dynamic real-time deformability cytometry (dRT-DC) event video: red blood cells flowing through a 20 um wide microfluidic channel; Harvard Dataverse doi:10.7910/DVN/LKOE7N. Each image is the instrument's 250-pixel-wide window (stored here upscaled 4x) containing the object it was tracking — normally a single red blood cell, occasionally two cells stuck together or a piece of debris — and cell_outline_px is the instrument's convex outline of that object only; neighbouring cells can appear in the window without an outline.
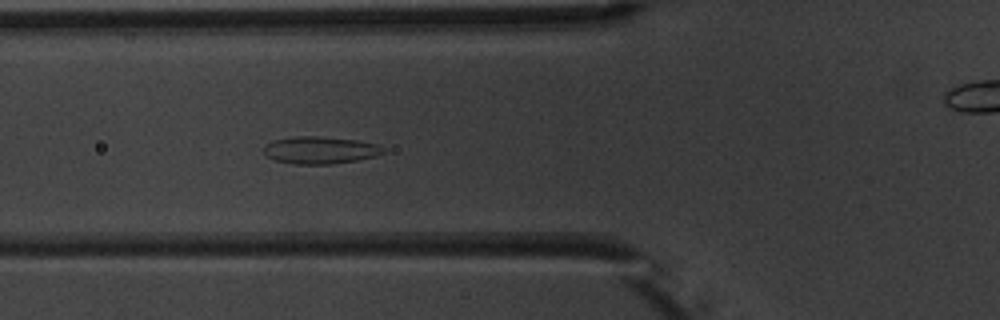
{"species": "common noctule bat (a hibernating species)", "species_latin": "Nyctalus noctula", "temperature_condition": "warm", "stored_images_in_passage": 4, "camera_frame_rate_fps": 3000, "um_per_image_px": 0.085, "animal": {"sex": "male", "body_mass_g": 20.1, "forearm_length_mm": 53.5}, "frame": {"image": 1, "passage_image": 3, "time_ms": 2.333, "image_size_px": [1000, 320], "cell_outline_px": [[384, 152], [376, 156], [356, 160], [332, 164], [296, 164], [276, 160], [268, 156], [264, 152], [264, 148], [268, 144], [276, 140], [296, 136], [320, 136], [356, 140], [376, 144], [384, 148]], "centroid_in_image_um": [27.25, 12.76], "position_along_channel_um": 98.6, "area_um2": 18.67}}